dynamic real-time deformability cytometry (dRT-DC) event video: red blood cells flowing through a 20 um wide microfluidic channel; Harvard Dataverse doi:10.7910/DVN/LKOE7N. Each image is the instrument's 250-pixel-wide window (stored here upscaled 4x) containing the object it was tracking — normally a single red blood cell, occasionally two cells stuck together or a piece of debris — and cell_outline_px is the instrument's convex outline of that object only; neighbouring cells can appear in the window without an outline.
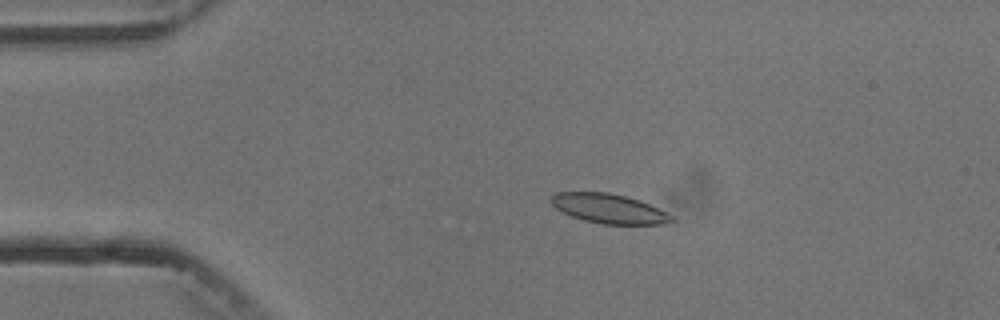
{"species": "common noctule bat (a hibernating species)", "species_latin": "Nyctalus noctula", "temperature_condition": "cold", "stored_images_in_passage": 9, "camera_frame_rate_fps": 3000, "um_per_image_px": 0.085, "animal": {"sex": "male", "body_mass_g": 13.3}, "frame": {"image": 1, "passage_image": 3, "time_ms": 3.333, "image_size_px": [1000, 320], "cell_outline_px": [[676, 220], [664, 224], [604, 224], [584, 220], [572, 216], [556, 208], [548, 200], [556, 192], [608, 192], [640, 200], [672, 216]], "centroid_in_image_um": [51.73, 17.73], "position_along_channel_um": 33.3, "area_um2": 20.46}}
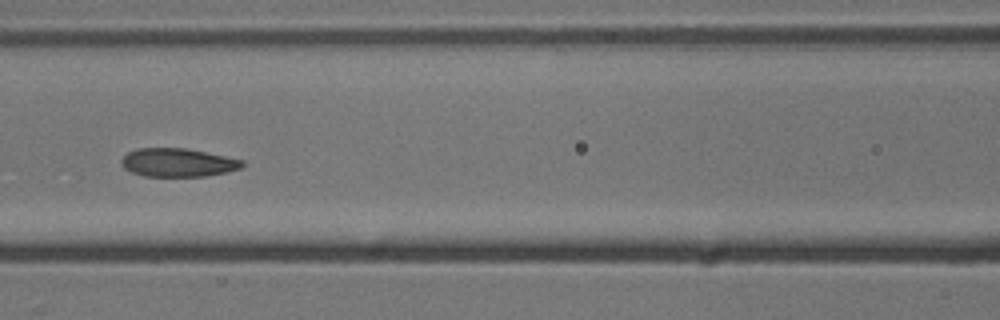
{"frame": {"image": 2, "passage_image": 7, "time_ms": 7.667, "image_size_px": [1000, 320], "cell_outline_px": [[244, 168], [204, 176], [144, 176], [132, 172], [124, 168], [120, 160], [128, 152], [136, 148], [184, 148], [244, 160]], "centroid_in_image_um": [15.11, 13.81], "position_along_channel_um": 151.5, "area_um2": 19.88}}
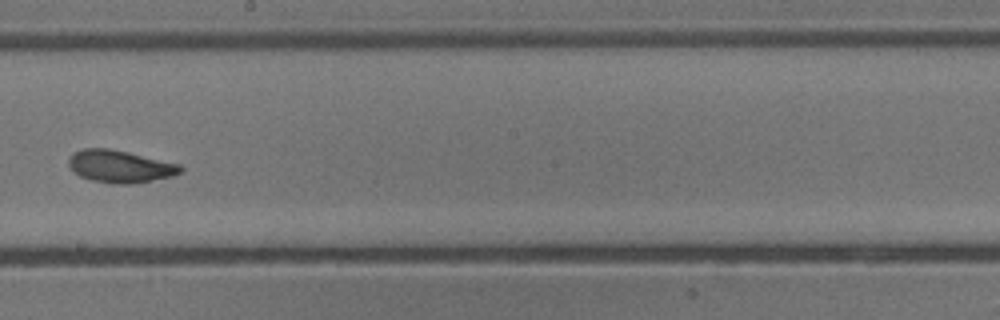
{"frame": {"image": 3, "passage_image": 9, "time_ms": 10.0, "image_size_px": [1000, 320], "cell_outline_px": [[184, 168], [180, 172], [172, 176], [132, 184], [108, 184], [92, 180], [80, 176], [72, 172], [68, 164], [68, 160], [72, 152], [84, 148], [108, 148], [128, 152], [180, 164]], "centroid_in_image_um": [10.16, 14.15], "position_along_channel_um": 238.0, "area_um2": 21.27}}